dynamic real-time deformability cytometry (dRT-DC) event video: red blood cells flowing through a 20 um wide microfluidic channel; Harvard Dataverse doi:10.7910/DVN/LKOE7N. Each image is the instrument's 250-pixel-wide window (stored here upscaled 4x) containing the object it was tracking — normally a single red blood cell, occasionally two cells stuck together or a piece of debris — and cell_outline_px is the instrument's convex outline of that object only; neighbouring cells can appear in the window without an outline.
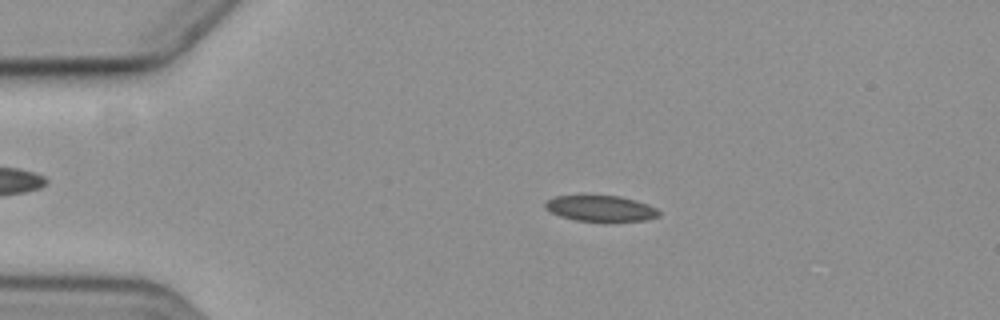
{"species": "common noctule bat (a hibernating species)", "species_latin": "Nyctalus noctula", "temperature_condition": "cold", "stored_images_in_passage": 9, "camera_frame_rate_fps": 3000, "um_per_image_px": 0.085, "animal": {"sex": "female", "body_mass_g": 19.3, "forearm_length_mm": 54.1}, "frame": {"image": 1, "passage_image": 1, "time_ms": 0.0, "image_size_px": [1000, 320], "cell_outline_px": [[660, 216], [648, 220], [576, 220], [560, 216], [544, 208], [544, 204], [548, 200], [556, 196], [620, 196], [636, 200], [648, 204], [656, 208], [660, 212]], "centroid_in_image_um": [51.08, 17.7], "position_along_channel_um": 33.9, "area_um2": 16.76}}
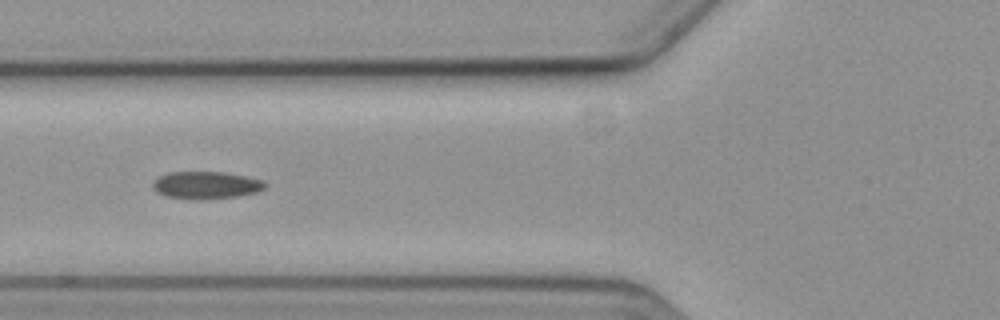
{"frame": {"image": 2, "passage_image": 4, "time_ms": 3.333, "image_size_px": [1000, 320], "cell_outline_px": [[268, 184], [264, 188], [256, 192], [236, 196], [200, 200], [192, 200], [168, 196], [156, 192], [152, 188], [152, 180], [168, 172], [224, 172], [244, 176], [260, 180]], "centroid_in_image_um": [17.46, 15.74], "position_along_channel_um": 108.3, "area_um2": 17.92}}
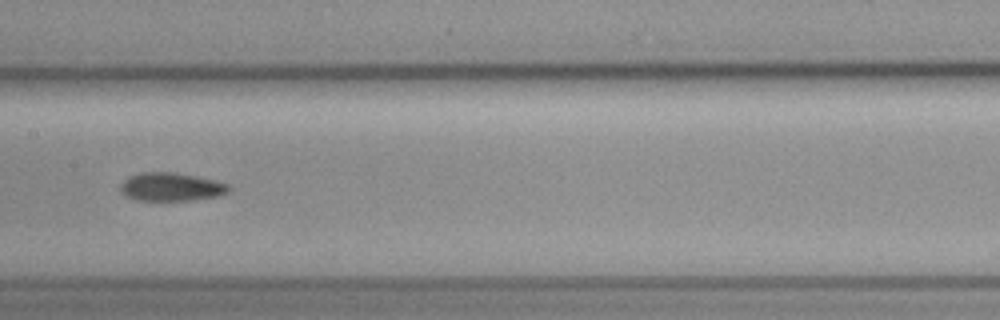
{"frame": {"image": 3, "passage_image": 6, "time_ms": 5.667, "image_size_px": [1000, 320], "cell_outline_px": [[232, 188], [228, 192], [220, 196], [192, 200], [160, 204], [136, 200], [124, 196], [120, 192], [120, 184], [128, 176], [140, 172], [172, 172], [216, 180], [228, 184]], "centroid_in_image_um": [14.5, 15.94], "position_along_channel_um": 192.9, "area_um2": 18.9}}